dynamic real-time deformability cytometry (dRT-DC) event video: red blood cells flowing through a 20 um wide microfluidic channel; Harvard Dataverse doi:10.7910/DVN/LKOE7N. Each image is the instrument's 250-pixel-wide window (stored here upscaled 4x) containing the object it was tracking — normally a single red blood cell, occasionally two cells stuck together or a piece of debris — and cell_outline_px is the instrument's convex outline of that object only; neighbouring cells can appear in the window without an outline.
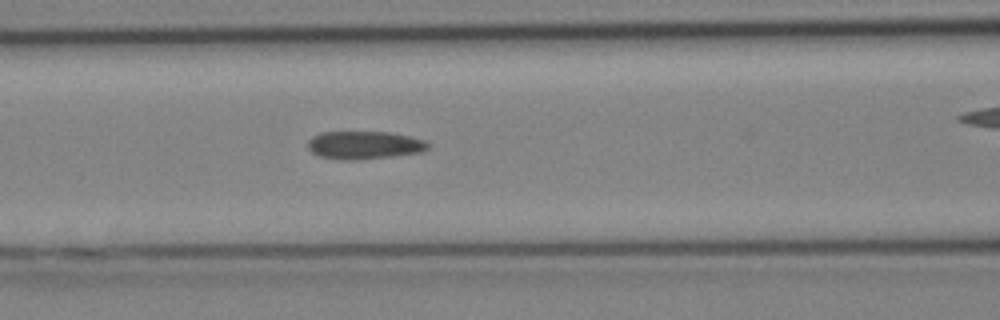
{"species": "Egyptian fruit bat (a non-hibernating species)", "species_latin": "Rousettus aegyptiacus", "temperature_condition": "cold", "stored_images_in_passage": 23, "camera_frame_rate_fps": 3000, "um_per_image_px": 0.085, "animal": {"sex": "female"}, "frame": {"image": 1, "passage_image": 10, "time_ms": 3.0, "image_size_px": [1000, 320], "cell_outline_px": [[428, 148], [420, 152], [392, 156], [352, 160], [344, 160], [320, 156], [312, 152], [308, 148], [308, 140], [312, 136], [320, 132], [388, 132], [408, 136], [424, 140], [428, 144]], "centroid_in_image_um": [30.92, 12.33], "position_along_channel_um": 135.7, "area_um2": 19.36}}
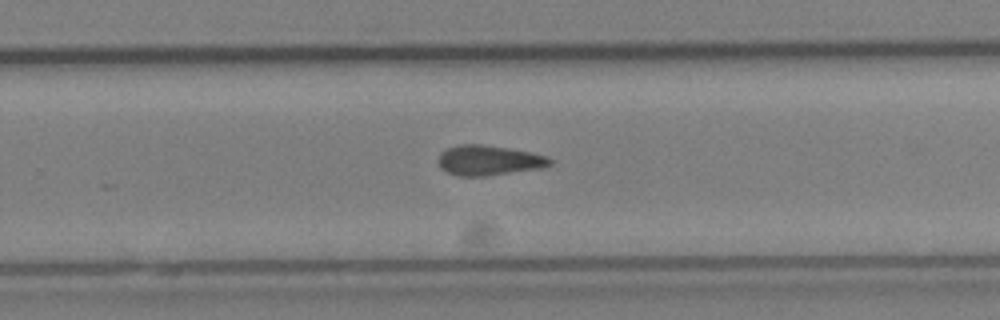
{"frame": {"image": 2, "passage_image": 17, "time_ms": 5.333, "image_size_px": [1000, 320], "cell_outline_px": [[552, 164], [544, 168], [484, 176], [456, 176], [440, 168], [440, 152], [448, 148], [460, 144], [480, 144], [508, 148], [548, 156], [552, 160]], "centroid_in_image_um": [41.57, 13.63], "position_along_channel_um": 288.2, "area_um2": 19.48}}